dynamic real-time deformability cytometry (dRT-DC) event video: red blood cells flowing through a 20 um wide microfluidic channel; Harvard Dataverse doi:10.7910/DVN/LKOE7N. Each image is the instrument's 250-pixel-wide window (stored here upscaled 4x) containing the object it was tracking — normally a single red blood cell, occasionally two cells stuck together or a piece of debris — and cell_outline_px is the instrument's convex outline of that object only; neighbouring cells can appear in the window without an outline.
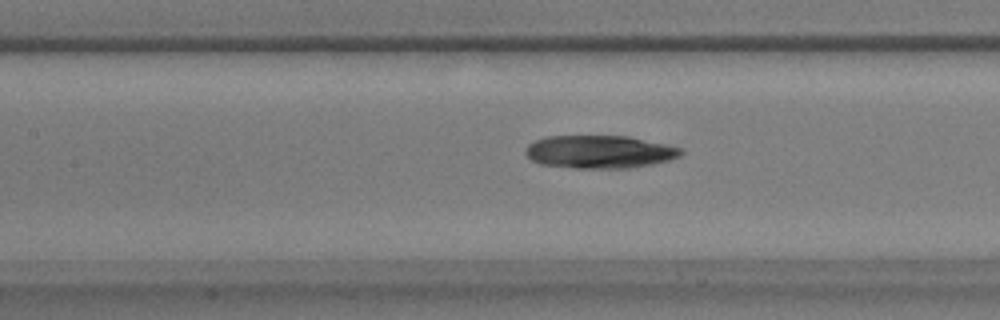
{"species": "common noctule bat (a hibernating species)", "species_latin": "Nyctalus noctula", "temperature_condition": "warm", "stored_images_in_passage": 51, "camera_frame_rate_fps": 3000, "um_per_image_px": 0.085, "animal": {"sex": "male", "body_mass_g": 17.9}, "frame": {"image": 1, "passage_image": 23, "time_ms": 7.333, "image_size_px": [1000, 320], "cell_outline_px": [[684, 152], [680, 156], [668, 160], [652, 164], [628, 168], [576, 168], [540, 164], [532, 160], [524, 152], [524, 148], [528, 144], [536, 140], [548, 136], [628, 136], [684, 148]], "centroid_in_image_um": [50.96, 12.9], "position_along_channel_um": 156.4, "area_um2": 29.88}}
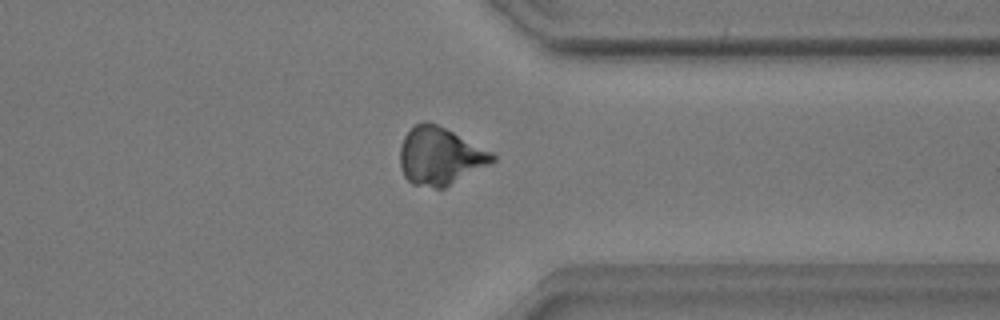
{"frame": {"image": 2, "passage_image": 40, "time_ms": 13.0, "image_size_px": [1000, 320], "cell_outline_px": [[496, 160], [444, 188], [436, 188], [412, 184], [404, 176], [400, 168], [400, 148], [404, 136], [416, 124], [424, 120], [428, 120], [492, 152], [496, 156]], "centroid_in_image_um": [37.37, 13.27], "position_along_channel_um": 374.0, "area_um2": 30.63}}
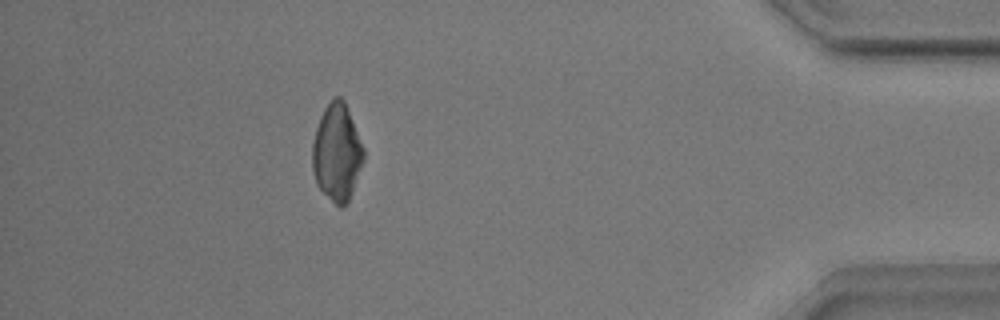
{"frame": {"image": 3, "passage_image": 46, "time_ms": 15.0, "image_size_px": [1000, 320], "cell_outline_px": [[364, 160], [352, 192], [348, 200], [340, 208], [316, 184], [312, 168], [312, 140], [320, 116], [324, 108], [332, 96], [340, 96], [344, 100], [364, 148]], "centroid_in_image_um": [28.62, 12.92], "position_along_channel_um": 406.6, "area_um2": 28.96}, "authors_computed_cell_mechanics": {"area_um2": 29.3046, "velocity_mm_per_s": 3.8955, "shape_relaxation_time_tau1_ms": 7.6534, "shape_relaxation_time_tau2_ms": 6.4578, "deformation_change_tau1": 0.2342, "deformation_change_tau2": 0.1381}}